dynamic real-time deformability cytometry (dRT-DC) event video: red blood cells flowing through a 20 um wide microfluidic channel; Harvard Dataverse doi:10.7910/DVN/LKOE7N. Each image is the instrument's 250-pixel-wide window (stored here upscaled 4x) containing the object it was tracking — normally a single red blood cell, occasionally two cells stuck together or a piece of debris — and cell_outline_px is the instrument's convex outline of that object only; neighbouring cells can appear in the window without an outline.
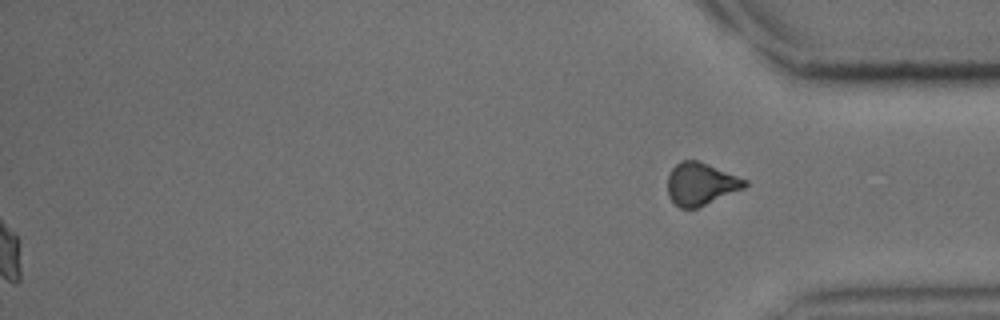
{"species": "common noctule bat (a hibernating species)", "species_latin": "Nyctalus noctula", "temperature_condition": "cold", "stored_images_in_passage": 42, "segment_of_instrument_passage": [2, 2], "camera_frame_rate_fps": 3000, "um_per_image_px": 0.085, "animal": {"sex": "male", "body_mass_g": 15.6}, "frame": {"image": 1, "passage_image": 42, "time_ms": 13.667, "image_size_px": [1000, 320], "cell_outline_px": [[748, 184], [744, 188], [696, 208], [680, 208], [668, 196], [668, 176], [672, 168], [680, 160], [696, 160], [708, 164], [748, 180]], "centroid_in_image_um": [59.56, 15.62], "position_along_channel_um": 375.6, "area_um2": 18.9}}